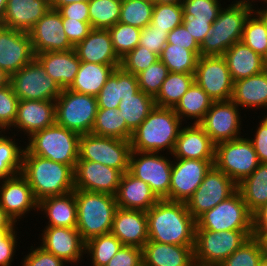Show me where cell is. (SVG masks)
<instances>
[{"instance_id": "8992f818", "label": "cell", "mask_w": 267, "mask_h": 266, "mask_svg": "<svg viewBox=\"0 0 267 266\" xmlns=\"http://www.w3.org/2000/svg\"><path fill=\"white\" fill-rule=\"evenodd\" d=\"M252 12L244 6L224 4L210 33L200 44L201 56H223L234 43L241 41L245 23Z\"/></svg>"}, {"instance_id": "7c38bea8", "label": "cell", "mask_w": 267, "mask_h": 266, "mask_svg": "<svg viewBox=\"0 0 267 266\" xmlns=\"http://www.w3.org/2000/svg\"><path fill=\"white\" fill-rule=\"evenodd\" d=\"M214 165L238 185L255 171L260 161L252 142L245 135L216 144Z\"/></svg>"}, {"instance_id": "2e32d148", "label": "cell", "mask_w": 267, "mask_h": 266, "mask_svg": "<svg viewBox=\"0 0 267 266\" xmlns=\"http://www.w3.org/2000/svg\"><path fill=\"white\" fill-rule=\"evenodd\" d=\"M194 81L213 101L232 98L234 82L223 56H199Z\"/></svg>"}, {"instance_id": "4fadbf2b", "label": "cell", "mask_w": 267, "mask_h": 266, "mask_svg": "<svg viewBox=\"0 0 267 266\" xmlns=\"http://www.w3.org/2000/svg\"><path fill=\"white\" fill-rule=\"evenodd\" d=\"M9 84L19 100L55 101L62 91L36 58L10 75Z\"/></svg>"}, {"instance_id": "753ad0ef", "label": "cell", "mask_w": 267, "mask_h": 266, "mask_svg": "<svg viewBox=\"0 0 267 266\" xmlns=\"http://www.w3.org/2000/svg\"><path fill=\"white\" fill-rule=\"evenodd\" d=\"M256 12L264 19L266 29H267V7L259 8ZM265 63L267 65V57L265 58Z\"/></svg>"}, {"instance_id": "b9f144b4", "label": "cell", "mask_w": 267, "mask_h": 266, "mask_svg": "<svg viewBox=\"0 0 267 266\" xmlns=\"http://www.w3.org/2000/svg\"><path fill=\"white\" fill-rule=\"evenodd\" d=\"M122 246L111 232L92 237L85 242V259L94 266H105Z\"/></svg>"}, {"instance_id": "8fae6325", "label": "cell", "mask_w": 267, "mask_h": 266, "mask_svg": "<svg viewBox=\"0 0 267 266\" xmlns=\"http://www.w3.org/2000/svg\"><path fill=\"white\" fill-rule=\"evenodd\" d=\"M131 151L129 140L88 133L80 136L78 161L101 163L125 173L129 169Z\"/></svg>"}, {"instance_id": "d590c367", "label": "cell", "mask_w": 267, "mask_h": 266, "mask_svg": "<svg viewBox=\"0 0 267 266\" xmlns=\"http://www.w3.org/2000/svg\"><path fill=\"white\" fill-rule=\"evenodd\" d=\"M212 103L213 100L194 81L173 110L184 124H191L192 122L199 124L204 119Z\"/></svg>"}, {"instance_id": "f1b7e54d", "label": "cell", "mask_w": 267, "mask_h": 266, "mask_svg": "<svg viewBox=\"0 0 267 266\" xmlns=\"http://www.w3.org/2000/svg\"><path fill=\"white\" fill-rule=\"evenodd\" d=\"M193 248L147 241L142 248L143 266H195Z\"/></svg>"}, {"instance_id": "836d02e7", "label": "cell", "mask_w": 267, "mask_h": 266, "mask_svg": "<svg viewBox=\"0 0 267 266\" xmlns=\"http://www.w3.org/2000/svg\"><path fill=\"white\" fill-rule=\"evenodd\" d=\"M223 57L233 82L258 74L267 68L265 59L242 41L234 43L225 51Z\"/></svg>"}, {"instance_id": "34e18365", "label": "cell", "mask_w": 267, "mask_h": 266, "mask_svg": "<svg viewBox=\"0 0 267 266\" xmlns=\"http://www.w3.org/2000/svg\"><path fill=\"white\" fill-rule=\"evenodd\" d=\"M6 4H7V0H0V22L3 19V15H4V12H5Z\"/></svg>"}, {"instance_id": "816d5d0a", "label": "cell", "mask_w": 267, "mask_h": 266, "mask_svg": "<svg viewBox=\"0 0 267 266\" xmlns=\"http://www.w3.org/2000/svg\"><path fill=\"white\" fill-rule=\"evenodd\" d=\"M224 4L226 1L223 0H183L182 7L184 17H196L213 23Z\"/></svg>"}, {"instance_id": "91938a15", "label": "cell", "mask_w": 267, "mask_h": 266, "mask_svg": "<svg viewBox=\"0 0 267 266\" xmlns=\"http://www.w3.org/2000/svg\"><path fill=\"white\" fill-rule=\"evenodd\" d=\"M19 227H15L3 240L2 244H0V266H13L14 257H16V251H19L20 242L19 239L21 235H19L18 229ZM18 230V231H17ZM18 235V236H17ZM19 242V243H18ZM18 247V248H17ZM13 263V264H12Z\"/></svg>"}, {"instance_id": "e7e4bbea", "label": "cell", "mask_w": 267, "mask_h": 266, "mask_svg": "<svg viewBox=\"0 0 267 266\" xmlns=\"http://www.w3.org/2000/svg\"><path fill=\"white\" fill-rule=\"evenodd\" d=\"M88 2H74L61 6L58 11L62 18H71L79 21H89Z\"/></svg>"}, {"instance_id": "f5cc1de1", "label": "cell", "mask_w": 267, "mask_h": 266, "mask_svg": "<svg viewBox=\"0 0 267 266\" xmlns=\"http://www.w3.org/2000/svg\"><path fill=\"white\" fill-rule=\"evenodd\" d=\"M159 60V56L146 47L137 45L125 57L121 59L120 67L135 76L146 70L149 66Z\"/></svg>"}, {"instance_id": "f546056e", "label": "cell", "mask_w": 267, "mask_h": 266, "mask_svg": "<svg viewBox=\"0 0 267 266\" xmlns=\"http://www.w3.org/2000/svg\"><path fill=\"white\" fill-rule=\"evenodd\" d=\"M115 200L119 208L147 212L160 199L147 183L127 171L121 177Z\"/></svg>"}, {"instance_id": "681fc988", "label": "cell", "mask_w": 267, "mask_h": 266, "mask_svg": "<svg viewBox=\"0 0 267 266\" xmlns=\"http://www.w3.org/2000/svg\"><path fill=\"white\" fill-rule=\"evenodd\" d=\"M262 257L260 243L252 236L219 266H258Z\"/></svg>"}, {"instance_id": "5bb4252c", "label": "cell", "mask_w": 267, "mask_h": 266, "mask_svg": "<svg viewBox=\"0 0 267 266\" xmlns=\"http://www.w3.org/2000/svg\"><path fill=\"white\" fill-rule=\"evenodd\" d=\"M230 99L226 101H213L204 119L199 123L204 131L216 145L245 136L243 126V111ZM243 120V121H242ZM241 130L243 132H241Z\"/></svg>"}, {"instance_id": "d6a6232c", "label": "cell", "mask_w": 267, "mask_h": 266, "mask_svg": "<svg viewBox=\"0 0 267 266\" xmlns=\"http://www.w3.org/2000/svg\"><path fill=\"white\" fill-rule=\"evenodd\" d=\"M140 90L137 76L116 68L96 96L98 108L117 109L122 98L130 97Z\"/></svg>"}, {"instance_id": "2644e50d", "label": "cell", "mask_w": 267, "mask_h": 266, "mask_svg": "<svg viewBox=\"0 0 267 266\" xmlns=\"http://www.w3.org/2000/svg\"><path fill=\"white\" fill-rule=\"evenodd\" d=\"M252 236L259 241L263 257L267 258V234H252Z\"/></svg>"}, {"instance_id": "7bdbcfd3", "label": "cell", "mask_w": 267, "mask_h": 266, "mask_svg": "<svg viewBox=\"0 0 267 266\" xmlns=\"http://www.w3.org/2000/svg\"><path fill=\"white\" fill-rule=\"evenodd\" d=\"M198 56L184 47L167 43L159 59L168 68L169 72L178 74H195Z\"/></svg>"}, {"instance_id": "52a82bcc", "label": "cell", "mask_w": 267, "mask_h": 266, "mask_svg": "<svg viewBox=\"0 0 267 266\" xmlns=\"http://www.w3.org/2000/svg\"><path fill=\"white\" fill-rule=\"evenodd\" d=\"M253 230H195V266H219L252 237Z\"/></svg>"}, {"instance_id": "cb8c5ba5", "label": "cell", "mask_w": 267, "mask_h": 266, "mask_svg": "<svg viewBox=\"0 0 267 266\" xmlns=\"http://www.w3.org/2000/svg\"><path fill=\"white\" fill-rule=\"evenodd\" d=\"M171 155L173 159L215 161V144L200 124H183Z\"/></svg>"}, {"instance_id": "9f6ffc18", "label": "cell", "mask_w": 267, "mask_h": 266, "mask_svg": "<svg viewBox=\"0 0 267 266\" xmlns=\"http://www.w3.org/2000/svg\"><path fill=\"white\" fill-rule=\"evenodd\" d=\"M261 114V117L258 115V123L251 129L252 131L254 129V131L246 129L247 133L245 135L252 142L260 163H267V113L266 115L265 113ZM248 131L251 133H248Z\"/></svg>"}, {"instance_id": "ac0fdd59", "label": "cell", "mask_w": 267, "mask_h": 266, "mask_svg": "<svg viewBox=\"0 0 267 266\" xmlns=\"http://www.w3.org/2000/svg\"><path fill=\"white\" fill-rule=\"evenodd\" d=\"M0 206L18 226L30 213H38V201L21 173L0 181Z\"/></svg>"}, {"instance_id": "e0dca14e", "label": "cell", "mask_w": 267, "mask_h": 266, "mask_svg": "<svg viewBox=\"0 0 267 266\" xmlns=\"http://www.w3.org/2000/svg\"><path fill=\"white\" fill-rule=\"evenodd\" d=\"M40 230L37 244L61 258L67 266H78L85 260V241L76 227L44 226ZM40 238V239H39ZM80 261V262H79Z\"/></svg>"}, {"instance_id": "f35d334b", "label": "cell", "mask_w": 267, "mask_h": 266, "mask_svg": "<svg viewBox=\"0 0 267 266\" xmlns=\"http://www.w3.org/2000/svg\"><path fill=\"white\" fill-rule=\"evenodd\" d=\"M155 106L154 97L139 90L130 97L122 98L117 109L122 118L125 119L127 127L133 132Z\"/></svg>"}, {"instance_id": "30bf717a", "label": "cell", "mask_w": 267, "mask_h": 266, "mask_svg": "<svg viewBox=\"0 0 267 266\" xmlns=\"http://www.w3.org/2000/svg\"><path fill=\"white\" fill-rule=\"evenodd\" d=\"M195 230H253V215L237 190L229 198L201 214L196 219Z\"/></svg>"}, {"instance_id": "8d00e7d4", "label": "cell", "mask_w": 267, "mask_h": 266, "mask_svg": "<svg viewBox=\"0 0 267 266\" xmlns=\"http://www.w3.org/2000/svg\"><path fill=\"white\" fill-rule=\"evenodd\" d=\"M16 136L8 131H0V181L22 171L25 141L21 137L17 139Z\"/></svg>"}, {"instance_id": "94428289", "label": "cell", "mask_w": 267, "mask_h": 266, "mask_svg": "<svg viewBox=\"0 0 267 266\" xmlns=\"http://www.w3.org/2000/svg\"><path fill=\"white\" fill-rule=\"evenodd\" d=\"M63 26L70 44L75 47L91 31L89 21H79L71 18H63Z\"/></svg>"}, {"instance_id": "c3c4849f", "label": "cell", "mask_w": 267, "mask_h": 266, "mask_svg": "<svg viewBox=\"0 0 267 266\" xmlns=\"http://www.w3.org/2000/svg\"><path fill=\"white\" fill-rule=\"evenodd\" d=\"M182 4L154 3L151 26L156 29L172 31L183 23Z\"/></svg>"}, {"instance_id": "5b68a950", "label": "cell", "mask_w": 267, "mask_h": 266, "mask_svg": "<svg viewBox=\"0 0 267 266\" xmlns=\"http://www.w3.org/2000/svg\"><path fill=\"white\" fill-rule=\"evenodd\" d=\"M80 134L56 122L34 133L25 141V148L33 155L72 166L79 157Z\"/></svg>"}, {"instance_id": "7402d4cb", "label": "cell", "mask_w": 267, "mask_h": 266, "mask_svg": "<svg viewBox=\"0 0 267 266\" xmlns=\"http://www.w3.org/2000/svg\"><path fill=\"white\" fill-rule=\"evenodd\" d=\"M75 190L105 193L115 196L123 173L113 167L93 161H77L74 169Z\"/></svg>"}, {"instance_id": "ffe728a7", "label": "cell", "mask_w": 267, "mask_h": 266, "mask_svg": "<svg viewBox=\"0 0 267 266\" xmlns=\"http://www.w3.org/2000/svg\"><path fill=\"white\" fill-rule=\"evenodd\" d=\"M34 58L29 32L0 28V70L10 76Z\"/></svg>"}, {"instance_id": "74e56055", "label": "cell", "mask_w": 267, "mask_h": 266, "mask_svg": "<svg viewBox=\"0 0 267 266\" xmlns=\"http://www.w3.org/2000/svg\"><path fill=\"white\" fill-rule=\"evenodd\" d=\"M237 188L252 214L267 204V163H260L251 175L237 185Z\"/></svg>"}, {"instance_id": "277c9868", "label": "cell", "mask_w": 267, "mask_h": 266, "mask_svg": "<svg viewBox=\"0 0 267 266\" xmlns=\"http://www.w3.org/2000/svg\"><path fill=\"white\" fill-rule=\"evenodd\" d=\"M77 230L88 239L109 233L118 208L115 196L105 193L75 190Z\"/></svg>"}, {"instance_id": "ba28073f", "label": "cell", "mask_w": 267, "mask_h": 266, "mask_svg": "<svg viewBox=\"0 0 267 266\" xmlns=\"http://www.w3.org/2000/svg\"><path fill=\"white\" fill-rule=\"evenodd\" d=\"M97 109L96 96L62 89L55 100L56 123L80 135L91 133Z\"/></svg>"}, {"instance_id": "11e5206c", "label": "cell", "mask_w": 267, "mask_h": 266, "mask_svg": "<svg viewBox=\"0 0 267 266\" xmlns=\"http://www.w3.org/2000/svg\"><path fill=\"white\" fill-rule=\"evenodd\" d=\"M154 3L182 4L183 0H152Z\"/></svg>"}, {"instance_id": "db71d44e", "label": "cell", "mask_w": 267, "mask_h": 266, "mask_svg": "<svg viewBox=\"0 0 267 266\" xmlns=\"http://www.w3.org/2000/svg\"><path fill=\"white\" fill-rule=\"evenodd\" d=\"M18 102L10 84L0 89V131H9L13 127Z\"/></svg>"}, {"instance_id": "b9fcfbb0", "label": "cell", "mask_w": 267, "mask_h": 266, "mask_svg": "<svg viewBox=\"0 0 267 266\" xmlns=\"http://www.w3.org/2000/svg\"><path fill=\"white\" fill-rule=\"evenodd\" d=\"M258 266H267V258L266 257H262V259L260 260Z\"/></svg>"}, {"instance_id": "ee69618b", "label": "cell", "mask_w": 267, "mask_h": 266, "mask_svg": "<svg viewBox=\"0 0 267 266\" xmlns=\"http://www.w3.org/2000/svg\"><path fill=\"white\" fill-rule=\"evenodd\" d=\"M122 0H90L89 23L94 29H109L120 18Z\"/></svg>"}, {"instance_id": "7a4b0ae2", "label": "cell", "mask_w": 267, "mask_h": 266, "mask_svg": "<svg viewBox=\"0 0 267 266\" xmlns=\"http://www.w3.org/2000/svg\"><path fill=\"white\" fill-rule=\"evenodd\" d=\"M21 174L27 179L38 202L49 196L63 195L75 190L72 166L33 155L26 148Z\"/></svg>"}, {"instance_id": "ab89813d", "label": "cell", "mask_w": 267, "mask_h": 266, "mask_svg": "<svg viewBox=\"0 0 267 266\" xmlns=\"http://www.w3.org/2000/svg\"><path fill=\"white\" fill-rule=\"evenodd\" d=\"M91 133L130 141L133 132L127 127L118 109L98 108Z\"/></svg>"}, {"instance_id": "60d3db41", "label": "cell", "mask_w": 267, "mask_h": 266, "mask_svg": "<svg viewBox=\"0 0 267 266\" xmlns=\"http://www.w3.org/2000/svg\"><path fill=\"white\" fill-rule=\"evenodd\" d=\"M193 82L194 74L169 72L159 93L154 97L155 105L163 108H174Z\"/></svg>"}, {"instance_id": "d4e9b609", "label": "cell", "mask_w": 267, "mask_h": 266, "mask_svg": "<svg viewBox=\"0 0 267 266\" xmlns=\"http://www.w3.org/2000/svg\"><path fill=\"white\" fill-rule=\"evenodd\" d=\"M123 245L143 248L149 240L146 211L117 208L110 231Z\"/></svg>"}, {"instance_id": "484cf974", "label": "cell", "mask_w": 267, "mask_h": 266, "mask_svg": "<svg viewBox=\"0 0 267 266\" xmlns=\"http://www.w3.org/2000/svg\"><path fill=\"white\" fill-rule=\"evenodd\" d=\"M50 8V0H7L1 24L29 32Z\"/></svg>"}, {"instance_id": "003e7915", "label": "cell", "mask_w": 267, "mask_h": 266, "mask_svg": "<svg viewBox=\"0 0 267 266\" xmlns=\"http://www.w3.org/2000/svg\"><path fill=\"white\" fill-rule=\"evenodd\" d=\"M227 2H230V0H228ZM257 2L260 3L259 4V5H261L260 7H259ZM230 3L250 8L253 11L258 10L259 8L267 7V0H233Z\"/></svg>"}, {"instance_id": "603a6c76", "label": "cell", "mask_w": 267, "mask_h": 266, "mask_svg": "<svg viewBox=\"0 0 267 266\" xmlns=\"http://www.w3.org/2000/svg\"><path fill=\"white\" fill-rule=\"evenodd\" d=\"M29 34L34 54L74 49L64 31L63 18L56 9L50 8Z\"/></svg>"}, {"instance_id": "f907efd6", "label": "cell", "mask_w": 267, "mask_h": 266, "mask_svg": "<svg viewBox=\"0 0 267 266\" xmlns=\"http://www.w3.org/2000/svg\"><path fill=\"white\" fill-rule=\"evenodd\" d=\"M168 74V68L159 59L146 70L136 75L140 90L145 94L155 97L159 93L161 85Z\"/></svg>"}, {"instance_id": "6f0895ef", "label": "cell", "mask_w": 267, "mask_h": 266, "mask_svg": "<svg viewBox=\"0 0 267 266\" xmlns=\"http://www.w3.org/2000/svg\"><path fill=\"white\" fill-rule=\"evenodd\" d=\"M168 33L167 30L156 29V26L149 24L141 30L139 45L159 56L167 44Z\"/></svg>"}, {"instance_id": "e575fe53", "label": "cell", "mask_w": 267, "mask_h": 266, "mask_svg": "<svg viewBox=\"0 0 267 266\" xmlns=\"http://www.w3.org/2000/svg\"><path fill=\"white\" fill-rule=\"evenodd\" d=\"M120 65L81 62L74 82L68 88L74 92L97 96L108 77Z\"/></svg>"}, {"instance_id": "d6986e66", "label": "cell", "mask_w": 267, "mask_h": 266, "mask_svg": "<svg viewBox=\"0 0 267 266\" xmlns=\"http://www.w3.org/2000/svg\"><path fill=\"white\" fill-rule=\"evenodd\" d=\"M213 165L214 161L173 159L170 200L186 203Z\"/></svg>"}, {"instance_id": "680465c9", "label": "cell", "mask_w": 267, "mask_h": 266, "mask_svg": "<svg viewBox=\"0 0 267 266\" xmlns=\"http://www.w3.org/2000/svg\"><path fill=\"white\" fill-rule=\"evenodd\" d=\"M105 266H143L142 249L123 245Z\"/></svg>"}, {"instance_id": "83f0119b", "label": "cell", "mask_w": 267, "mask_h": 266, "mask_svg": "<svg viewBox=\"0 0 267 266\" xmlns=\"http://www.w3.org/2000/svg\"><path fill=\"white\" fill-rule=\"evenodd\" d=\"M231 100L243 112L265 110L267 113V68L253 76L234 82ZM256 108V109H255ZM263 110V111H262Z\"/></svg>"}, {"instance_id": "6125c7cd", "label": "cell", "mask_w": 267, "mask_h": 266, "mask_svg": "<svg viewBox=\"0 0 267 266\" xmlns=\"http://www.w3.org/2000/svg\"><path fill=\"white\" fill-rule=\"evenodd\" d=\"M167 43L191 50L198 57L201 55L200 45L183 25L174 28L168 33Z\"/></svg>"}, {"instance_id": "7dc6e473", "label": "cell", "mask_w": 267, "mask_h": 266, "mask_svg": "<svg viewBox=\"0 0 267 266\" xmlns=\"http://www.w3.org/2000/svg\"><path fill=\"white\" fill-rule=\"evenodd\" d=\"M108 30L111 35L113 49L120 60L139 45L140 28L117 22Z\"/></svg>"}, {"instance_id": "4dcf8cb0", "label": "cell", "mask_w": 267, "mask_h": 266, "mask_svg": "<svg viewBox=\"0 0 267 266\" xmlns=\"http://www.w3.org/2000/svg\"><path fill=\"white\" fill-rule=\"evenodd\" d=\"M35 58L61 89H67L74 82L81 61L75 50L49 51L35 54Z\"/></svg>"}, {"instance_id": "bcb514c9", "label": "cell", "mask_w": 267, "mask_h": 266, "mask_svg": "<svg viewBox=\"0 0 267 266\" xmlns=\"http://www.w3.org/2000/svg\"><path fill=\"white\" fill-rule=\"evenodd\" d=\"M241 41L264 59L267 57V29L264 19L256 11L249 15Z\"/></svg>"}, {"instance_id": "03108f58", "label": "cell", "mask_w": 267, "mask_h": 266, "mask_svg": "<svg viewBox=\"0 0 267 266\" xmlns=\"http://www.w3.org/2000/svg\"><path fill=\"white\" fill-rule=\"evenodd\" d=\"M252 234H267V204L262 205L253 214Z\"/></svg>"}, {"instance_id": "f6af8a7d", "label": "cell", "mask_w": 267, "mask_h": 266, "mask_svg": "<svg viewBox=\"0 0 267 266\" xmlns=\"http://www.w3.org/2000/svg\"><path fill=\"white\" fill-rule=\"evenodd\" d=\"M153 9L154 2L152 0H122L118 22L142 30L151 23Z\"/></svg>"}, {"instance_id": "1f68e13d", "label": "cell", "mask_w": 267, "mask_h": 266, "mask_svg": "<svg viewBox=\"0 0 267 266\" xmlns=\"http://www.w3.org/2000/svg\"><path fill=\"white\" fill-rule=\"evenodd\" d=\"M36 215H43L46 218L45 226L52 227H76L77 226V205L75 190L63 195L49 196L38 202Z\"/></svg>"}, {"instance_id": "2a66077c", "label": "cell", "mask_w": 267, "mask_h": 266, "mask_svg": "<svg viewBox=\"0 0 267 266\" xmlns=\"http://www.w3.org/2000/svg\"><path fill=\"white\" fill-rule=\"evenodd\" d=\"M13 229H0V244L2 240L12 231Z\"/></svg>"}, {"instance_id": "9a60e30c", "label": "cell", "mask_w": 267, "mask_h": 266, "mask_svg": "<svg viewBox=\"0 0 267 266\" xmlns=\"http://www.w3.org/2000/svg\"><path fill=\"white\" fill-rule=\"evenodd\" d=\"M237 189V184L213 165L185 204L189 213L197 219L205 211L229 198Z\"/></svg>"}, {"instance_id": "6da1fadb", "label": "cell", "mask_w": 267, "mask_h": 266, "mask_svg": "<svg viewBox=\"0 0 267 266\" xmlns=\"http://www.w3.org/2000/svg\"><path fill=\"white\" fill-rule=\"evenodd\" d=\"M148 241L194 245L196 219L184 202L160 199L147 212Z\"/></svg>"}, {"instance_id": "3957f363", "label": "cell", "mask_w": 267, "mask_h": 266, "mask_svg": "<svg viewBox=\"0 0 267 266\" xmlns=\"http://www.w3.org/2000/svg\"><path fill=\"white\" fill-rule=\"evenodd\" d=\"M183 124L173 108L155 106L133 131L132 151L171 154Z\"/></svg>"}, {"instance_id": "9c48e42d", "label": "cell", "mask_w": 267, "mask_h": 266, "mask_svg": "<svg viewBox=\"0 0 267 266\" xmlns=\"http://www.w3.org/2000/svg\"><path fill=\"white\" fill-rule=\"evenodd\" d=\"M131 151L128 172L147 183L159 199L170 200L171 154Z\"/></svg>"}, {"instance_id": "89a4df30", "label": "cell", "mask_w": 267, "mask_h": 266, "mask_svg": "<svg viewBox=\"0 0 267 266\" xmlns=\"http://www.w3.org/2000/svg\"><path fill=\"white\" fill-rule=\"evenodd\" d=\"M90 0H50L51 8L58 10L61 6H66L74 2H89Z\"/></svg>"}, {"instance_id": "be15d7a7", "label": "cell", "mask_w": 267, "mask_h": 266, "mask_svg": "<svg viewBox=\"0 0 267 266\" xmlns=\"http://www.w3.org/2000/svg\"><path fill=\"white\" fill-rule=\"evenodd\" d=\"M212 24L210 20H201L196 17H183L182 23L199 45L210 33Z\"/></svg>"}, {"instance_id": "8c879c8a", "label": "cell", "mask_w": 267, "mask_h": 266, "mask_svg": "<svg viewBox=\"0 0 267 266\" xmlns=\"http://www.w3.org/2000/svg\"><path fill=\"white\" fill-rule=\"evenodd\" d=\"M9 84V76L0 70V89Z\"/></svg>"}, {"instance_id": "4316f807", "label": "cell", "mask_w": 267, "mask_h": 266, "mask_svg": "<svg viewBox=\"0 0 267 266\" xmlns=\"http://www.w3.org/2000/svg\"><path fill=\"white\" fill-rule=\"evenodd\" d=\"M74 50L81 62L121 65V60L113 49L108 29L92 28L88 35L74 47Z\"/></svg>"}, {"instance_id": "a7ac6f4b", "label": "cell", "mask_w": 267, "mask_h": 266, "mask_svg": "<svg viewBox=\"0 0 267 266\" xmlns=\"http://www.w3.org/2000/svg\"><path fill=\"white\" fill-rule=\"evenodd\" d=\"M16 226L17 224L13 222L0 206V229H14Z\"/></svg>"}, {"instance_id": "44dd1931", "label": "cell", "mask_w": 267, "mask_h": 266, "mask_svg": "<svg viewBox=\"0 0 267 266\" xmlns=\"http://www.w3.org/2000/svg\"><path fill=\"white\" fill-rule=\"evenodd\" d=\"M55 122V101L19 100L13 127L8 132L26 141V138Z\"/></svg>"}, {"instance_id": "11a10c76", "label": "cell", "mask_w": 267, "mask_h": 266, "mask_svg": "<svg viewBox=\"0 0 267 266\" xmlns=\"http://www.w3.org/2000/svg\"><path fill=\"white\" fill-rule=\"evenodd\" d=\"M31 245L32 246L27 247V249H30H28L27 254L22 257L21 264L18 266H67L64 260L46 251L39 244L37 245L34 243L33 246L31 243Z\"/></svg>"}]
</instances>
